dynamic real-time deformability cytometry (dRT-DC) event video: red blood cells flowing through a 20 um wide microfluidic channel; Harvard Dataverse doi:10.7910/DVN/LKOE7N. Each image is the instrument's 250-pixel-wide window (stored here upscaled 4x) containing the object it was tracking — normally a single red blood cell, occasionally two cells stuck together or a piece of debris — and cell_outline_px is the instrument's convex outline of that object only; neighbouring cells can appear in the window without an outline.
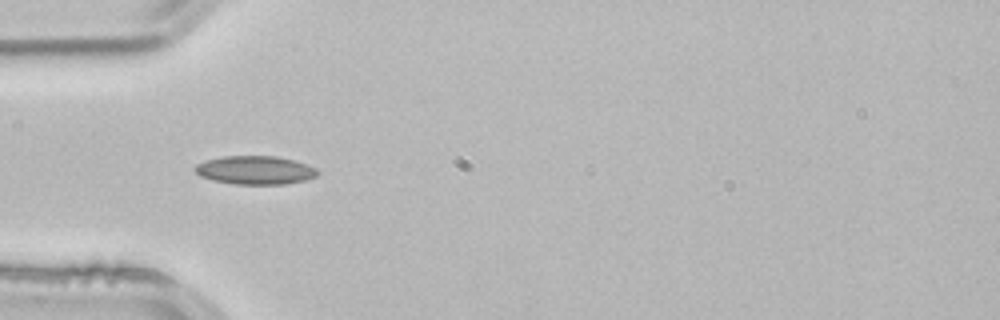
{"species": "common noctule bat (a hibernating species)", "species_latin": "Nyctalus noctula", "temperature_condition": "room temperature", "stored_images_in_passage": 4, "camera_frame_rate_fps": 3000, "um_per_image_px": 0.085, "animal": {"sex": "male", "body_mass_g": 21.5, "forearm_length_mm": 52.0}, "frame": {"image": 1, "passage_image": 4, "time_ms": 1.0, "image_size_px": [1000, 320], "cell_outline_px": [[316, 176], [304, 180], [284, 184], [232, 184], [212, 180], [200, 176], [192, 168], [196, 164], [208, 160], [224, 156], [276, 156], [292, 160], [316, 168]], "centroid_in_image_um": [21.63, 14.46], "position_along_channel_um": 63.4, "area_um2": 20.11}}